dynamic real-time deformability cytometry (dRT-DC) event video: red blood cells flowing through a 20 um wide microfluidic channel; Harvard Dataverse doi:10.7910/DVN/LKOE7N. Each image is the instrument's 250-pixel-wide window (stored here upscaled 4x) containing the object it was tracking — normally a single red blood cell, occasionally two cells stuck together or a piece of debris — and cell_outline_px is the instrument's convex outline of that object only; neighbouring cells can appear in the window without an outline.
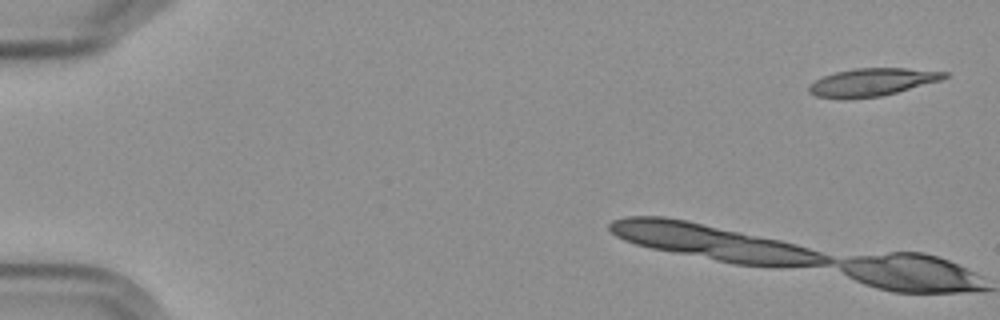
{"species": "Egyptian fruit bat (a non-hibernating species)", "species_latin": "Rousettus aegyptiacus", "temperature_condition": "cold", "stored_images_in_passage": 6, "camera_frame_rate_fps": 3000, "um_per_image_px": 0.085, "frame": {"image": 1, "passage_image": 1, "time_ms": 0.0, "image_size_px": [1000, 320], "cell_outline_px": [[948, 76], [940, 80], [896, 92], [880, 96], [816, 96], [808, 92], [808, 84], [824, 76], [836, 72], [856, 68], [904, 68], [948, 72]], "centroid_in_image_um": [74.15, 6.94], "position_along_channel_um": 10.8, "area_um2": 20.92}}